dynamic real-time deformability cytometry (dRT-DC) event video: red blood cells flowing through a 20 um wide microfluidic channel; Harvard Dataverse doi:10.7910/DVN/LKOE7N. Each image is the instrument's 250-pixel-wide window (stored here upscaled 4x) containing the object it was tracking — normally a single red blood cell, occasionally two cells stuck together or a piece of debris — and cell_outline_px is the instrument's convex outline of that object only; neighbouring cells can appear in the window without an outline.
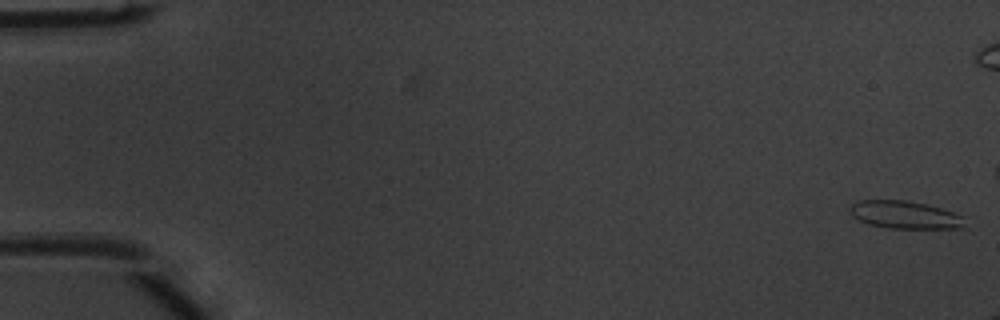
{"species": "common noctule bat (a hibernating species)", "species_latin": "Nyctalus noctula", "temperature_condition": "warm", "stored_images_in_passage": 13, "camera_frame_rate_fps": 3000, "um_per_image_px": 0.085, "animal": {"sex": "male", "body_mass_g": 20.1, "forearm_length_mm": 53.5}, "frame": {"image": 1, "passage_image": 1, "time_ms": 0.0, "image_size_px": [1000, 320], "cell_outline_px": [[964, 228], [888, 228], [868, 224], [852, 216], [852, 204], [860, 200], [904, 200], [928, 204], [956, 212], [964, 216]], "centroid_in_image_um": [76.98, 18.26], "position_along_channel_um": 8.0, "area_um2": 18.55}}